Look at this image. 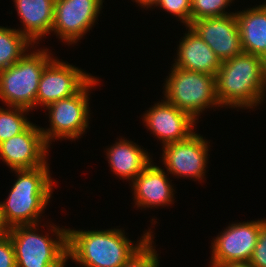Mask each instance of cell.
Returning <instances> with one entry per match:
<instances>
[{
    "label": "cell",
    "mask_w": 266,
    "mask_h": 267,
    "mask_svg": "<svg viewBox=\"0 0 266 267\" xmlns=\"http://www.w3.org/2000/svg\"><path fill=\"white\" fill-rule=\"evenodd\" d=\"M217 267H254L250 261H237V262H229L223 263Z\"/></svg>",
    "instance_id": "obj_27"
},
{
    "label": "cell",
    "mask_w": 266,
    "mask_h": 267,
    "mask_svg": "<svg viewBox=\"0 0 266 267\" xmlns=\"http://www.w3.org/2000/svg\"><path fill=\"white\" fill-rule=\"evenodd\" d=\"M0 267H16L14 247L4 231L0 234Z\"/></svg>",
    "instance_id": "obj_25"
},
{
    "label": "cell",
    "mask_w": 266,
    "mask_h": 267,
    "mask_svg": "<svg viewBox=\"0 0 266 267\" xmlns=\"http://www.w3.org/2000/svg\"><path fill=\"white\" fill-rule=\"evenodd\" d=\"M38 224L21 225L4 231L11 239L16 267H65L67 262V229L50 224L56 238L40 235Z\"/></svg>",
    "instance_id": "obj_4"
},
{
    "label": "cell",
    "mask_w": 266,
    "mask_h": 267,
    "mask_svg": "<svg viewBox=\"0 0 266 267\" xmlns=\"http://www.w3.org/2000/svg\"><path fill=\"white\" fill-rule=\"evenodd\" d=\"M107 148V158L111 170L121 179L134 180L153 162L146 150L127 139H119Z\"/></svg>",
    "instance_id": "obj_18"
},
{
    "label": "cell",
    "mask_w": 266,
    "mask_h": 267,
    "mask_svg": "<svg viewBox=\"0 0 266 267\" xmlns=\"http://www.w3.org/2000/svg\"><path fill=\"white\" fill-rule=\"evenodd\" d=\"M33 45L17 29L0 26V71L18 62Z\"/></svg>",
    "instance_id": "obj_20"
},
{
    "label": "cell",
    "mask_w": 266,
    "mask_h": 267,
    "mask_svg": "<svg viewBox=\"0 0 266 267\" xmlns=\"http://www.w3.org/2000/svg\"><path fill=\"white\" fill-rule=\"evenodd\" d=\"M49 164L33 169L12 170L18 178L4 202H0V226L6 231L15 226L39 224L40 214L52 196ZM6 201V202H5Z\"/></svg>",
    "instance_id": "obj_2"
},
{
    "label": "cell",
    "mask_w": 266,
    "mask_h": 267,
    "mask_svg": "<svg viewBox=\"0 0 266 267\" xmlns=\"http://www.w3.org/2000/svg\"><path fill=\"white\" fill-rule=\"evenodd\" d=\"M133 1V0H132ZM160 0H135L136 4L138 3L143 8H151L152 6H155L158 4Z\"/></svg>",
    "instance_id": "obj_28"
},
{
    "label": "cell",
    "mask_w": 266,
    "mask_h": 267,
    "mask_svg": "<svg viewBox=\"0 0 266 267\" xmlns=\"http://www.w3.org/2000/svg\"><path fill=\"white\" fill-rule=\"evenodd\" d=\"M233 0H191V22L204 18H212L235 14L225 12Z\"/></svg>",
    "instance_id": "obj_22"
},
{
    "label": "cell",
    "mask_w": 266,
    "mask_h": 267,
    "mask_svg": "<svg viewBox=\"0 0 266 267\" xmlns=\"http://www.w3.org/2000/svg\"><path fill=\"white\" fill-rule=\"evenodd\" d=\"M221 107L252 108L265 99L266 69L260 56L241 53L222 61L216 75Z\"/></svg>",
    "instance_id": "obj_3"
},
{
    "label": "cell",
    "mask_w": 266,
    "mask_h": 267,
    "mask_svg": "<svg viewBox=\"0 0 266 267\" xmlns=\"http://www.w3.org/2000/svg\"><path fill=\"white\" fill-rule=\"evenodd\" d=\"M151 236L122 267H159L158 254Z\"/></svg>",
    "instance_id": "obj_23"
},
{
    "label": "cell",
    "mask_w": 266,
    "mask_h": 267,
    "mask_svg": "<svg viewBox=\"0 0 266 267\" xmlns=\"http://www.w3.org/2000/svg\"><path fill=\"white\" fill-rule=\"evenodd\" d=\"M164 83L165 100L198 121L205 108L221 107L216 76L174 67Z\"/></svg>",
    "instance_id": "obj_6"
},
{
    "label": "cell",
    "mask_w": 266,
    "mask_h": 267,
    "mask_svg": "<svg viewBox=\"0 0 266 267\" xmlns=\"http://www.w3.org/2000/svg\"><path fill=\"white\" fill-rule=\"evenodd\" d=\"M235 15L243 52L261 57L266 52V3Z\"/></svg>",
    "instance_id": "obj_19"
},
{
    "label": "cell",
    "mask_w": 266,
    "mask_h": 267,
    "mask_svg": "<svg viewBox=\"0 0 266 267\" xmlns=\"http://www.w3.org/2000/svg\"><path fill=\"white\" fill-rule=\"evenodd\" d=\"M208 143L194 132L185 140L163 146L162 161L168 174L202 180L208 163Z\"/></svg>",
    "instance_id": "obj_10"
},
{
    "label": "cell",
    "mask_w": 266,
    "mask_h": 267,
    "mask_svg": "<svg viewBox=\"0 0 266 267\" xmlns=\"http://www.w3.org/2000/svg\"><path fill=\"white\" fill-rule=\"evenodd\" d=\"M187 28L172 66L216 76L222 62L190 26Z\"/></svg>",
    "instance_id": "obj_16"
},
{
    "label": "cell",
    "mask_w": 266,
    "mask_h": 267,
    "mask_svg": "<svg viewBox=\"0 0 266 267\" xmlns=\"http://www.w3.org/2000/svg\"><path fill=\"white\" fill-rule=\"evenodd\" d=\"M92 77L81 68L53 58L41 74L36 106L46 108L53 102L76 94Z\"/></svg>",
    "instance_id": "obj_11"
},
{
    "label": "cell",
    "mask_w": 266,
    "mask_h": 267,
    "mask_svg": "<svg viewBox=\"0 0 266 267\" xmlns=\"http://www.w3.org/2000/svg\"><path fill=\"white\" fill-rule=\"evenodd\" d=\"M260 58L263 60L264 67L266 69V52Z\"/></svg>",
    "instance_id": "obj_29"
},
{
    "label": "cell",
    "mask_w": 266,
    "mask_h": 267,
    "mask_svg": "<svg viewBox=\"0 0 266 267\" xmlns=\"http://www.w3.org/2000/svg\"><path fill=\"white\" fill-rule=\"evenodd\" d=\"M93 76L76 94L49 104L51 128H41L45 142L50 146L53 139H78L89 127V91L98 84ZM90 89V90H89Z\"/></svg>",
    "instance_id": "obj_7"
},
{
    "label": "cell",
    "mask_w": 266,
    "mask_h": 267,
    "mask_svg": "<svg viewBox=\"0 0 266 267\" xmlns=\"http://www.w3.org/2000/svg\"><path fill=\"white\" fill-rule=\"evenodd\" d=\"M189 26L221 62L243 53L235 14L199 19Z\"/></svg>",
    "instance_id": "obj_13"
},
{
    "label": "cell",
    "mask_w": 266,
    "mask_h": 267,
    "mask_svg": "<svg viewBox=\"0 0 266 267\" xmlns=\"http://www.w3.org/2000/svg\"><path fill=\"white\" fill-rule=\"evenodd\" d=\"M143 119L147 129L162 141L163 146L190 137L197 123L187 112L166 100L155 103L143 115Z\"/></svg>",
    "instance_id": "obj_14"
},
{
    "label": "cell",
    "mask_w": 266,
    "mask_h": 267,
    "mask_svg": "<svg viewBox=\"0 0 266 267\" xmlns=\"http://www.w3.org/2000/svg\"><path fill=\"white\" fill-rule=\"evenodd\" d=\"M24 25V34L32 43H38L42 36L52 32L55 0H13Z\"/></svg>",
    "instance_id": "obj_17"
},
{
    "label": "cell",
    "mask_w": 266,
    "mask_h": 267,
    "mask_svg": "<svg viewBox=\"0 0 266 267\" xmlns=\"http://www.w3.org/2000/svg\"><path fill=\"white\" fill-rule=\"evenodd\" d=\"M250 263L254 267H266V223L260 229Z\"/></svg>",
    "instance_id": "obj_26"
},
{
    "label": "cell",
    "mask_w": 266,
    "mask_h": 267,
    "mask_svg": "<svg viewBox=\"0 0 266 267\" xmlns=\"http://www.w3.org/2000/svg\"><path fill=\"white\" fill-rule=\"evenodd\" d=\"M48 148L41 128L31 123L23 132L0 143V157L11 170L33 169L47 162Z\"/></svg>",
    "instance_id": "obj_12"
},
{
    "label": "cell",
    "mask_w": 266,
    "mask_h": 267,
    "mask_svg": "<svg viewBox=\"0 0 266 267\" xmlns=\"http://www.w3.org/2000/svg\"><path fill=\"white\" fill-rule=\"evenodd\" d=\"M162 167L152 162L132 182L135 205L142 208L170 205L174 201V189Z\"/></svg>",
    "instance_id": "obj_15"
},
{
    "label": "cell",
    "mask_w": 266,
    "mask_h": 267,
    "mask_svg": "<svg viewBox=\"0 0 266 267\" xmlns=\"http://www.w3.org/2000/svg\"><path fill=\"white\" fill-rule=\"evenodd\" d=\"M156 6L178 17L186 27L191 24V0H160Z\"/></svg>",
    "instance_id": "obj_24"
},
{
    "label": "cell",
    "mask_w": 266,
    "mask_h": 267,
    "mask_svg": "<svg viewBox=\"0 0 266 267\" xmlns=\"http://www.w3.org/2000/svg\"><path fill=\"white\" fill-rule=\"evenodd\" d=\"M103 0H55L53 27L67 44L77 43L98 19Z\"/></svg>",
    "instance_id": "obj_8"
},
{
    "label": "cell",
    "mask_w": 266,
    "mask_h": 267,
    "mask_svg": "<svg viewBox=\"0 0 266 267\" xmlns=\"http://www.w3.org/2000/svg\"><path fill=\"white\" fill-rule=\"evenodd\" d=\"M266 219L231 224L218 235L212 244V267L223 263L250 261Z\"/></svg>",
    "instance_id": "obj_9"
},
{
    "label": "cell",
    "mask_w": 266,
    "mask_h": 267,
    "mask_svg": "<svg viewBox=\"0 0 266 267\" xmlns=\"http://www.w3.org/2000/svg\"><path fill=\"white\" fill-rule=\"evenodd\" d=\"M8 108L0 107V143L23 132L31 124L25 117L30 110L13 106Z\"/></svg>",
    "instance_id": "obj_21"
},
{
    "label": "cell",
    "mask_w": 266,
    "mask_h": 267,
    "mask_svg": "<svg viewBox=\"0 0 266 267\" xmlns=\"http://www.w3.org/2000/svg\"><path fill=\"white\" fill-rule=\"evenodd\" d=\"M149 231V232H148ZM135 245L124 230H72L67 229V259L84 267H122L151 237L148 230Z\"/></svg>",
    "instance_id": "obj_1"
},
{
    "label": "cell",
    "mask_w": 266,
    "mask_h": 267,
    "mask_svg": "<svg viewBox=\"0 0 266 267\" xmlns=\"http://www.w3.org/2000/svg\"><path fill=\"white\" fill-rule=\"evenodd\" d=\"M35 51L25 53L18 62L0 71V99L6 107H36L41 74L53 57L47 48Z\"/></svg>",
    "instance_id": "obj_5"
}]
</instances>
